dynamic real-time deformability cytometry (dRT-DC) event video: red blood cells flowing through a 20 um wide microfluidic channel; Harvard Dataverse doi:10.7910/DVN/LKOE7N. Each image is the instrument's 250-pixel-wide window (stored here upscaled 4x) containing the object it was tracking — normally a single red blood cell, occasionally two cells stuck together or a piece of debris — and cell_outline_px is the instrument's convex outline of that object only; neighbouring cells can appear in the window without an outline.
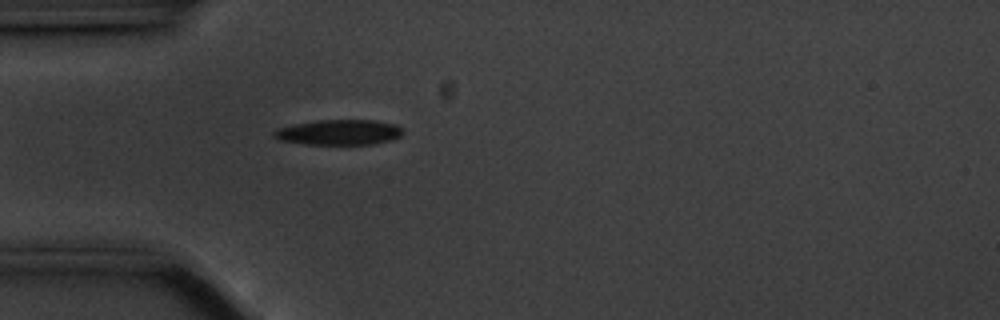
{"species": "common noctule bat (a hibernating species)", "species_latin": "Nyctalus noctula", "temperature_condition": "cold", "stored_images_in_passage": 47, "camera_frame_rate_fps": 3000, "um_per_image_px": 0.085, "animal": {"sex": "male", "body_mass_g": 20.1, "forearm_length_mm": 53.5}, "frame": {"image": 1, "passage_image": 7, "time_ms": 2.0, "image_size_px": [1000, 320], "cell_outline_px": [[404, 132], [400, 136], [392, 140], [376, 144], [304, 144], [280, 140], [272, 136], [272, 132], [280, 128], [296, 124], [320, 120], [376, 120], [396, 124], [404, 128]], "centroid_in_image_um": [28.89, 11.25], "position_along_channel_um": 56.1, "area_um2": 19.07}}
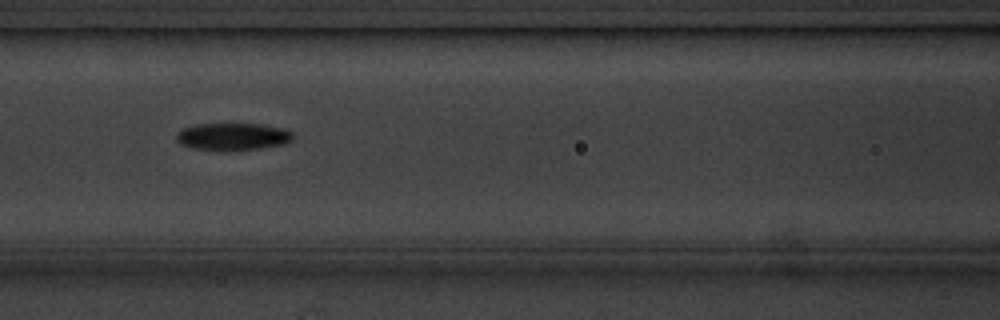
{"frame": {"image": 2, "passage_image": 15, "time_ms": 4.667, "image_size_px": [1000, 320], "cell_outline_px": [[292, 140], [284, 144], [260, 148], [192, 148], [180, 144], [176, 140], [176, 132], [180, 128], [196, 124], [260, 124], [284, 128], [292, 132]], "centroid_in_image_um": [19.76, 11.56], "position_along_channel_um": 146.8, "area_um2": 17.98}}
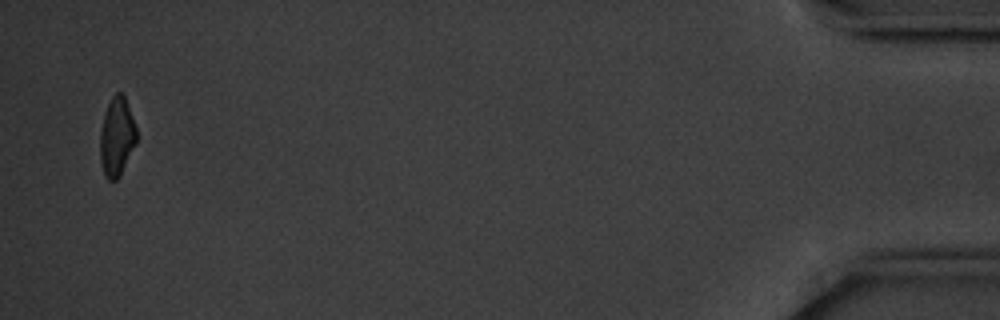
{"frame": {"image": 3, "passage_image": 46, "time_ms": 15.0, "image_size_px": [1000, 320], "cell_outline_px": [[136, 144], [120, 176], [116, 180], [108, 180], [104, 176], [100, 160], [100, 132], [104, 112], [112, 96], [116, 92], [120, 92], [124, 96], [132, 116], [136, 128]], "centroid_in_image_um": [9.91, 11.65], "position_along_channel_um": 425.3, "area_um2": 16.76}, "authors_computed_cell_mechanics": {"area_um2": 18.1492, "velocity_mm_per_s": 3.5405, "shape_relaxation_time_tau1_ms": 3.7989, "shape_relaxation_time_tau2_ms": 4.8737, "deformation_change_tau1": 0.132, "deformation_change_tau2": 0.1157}}